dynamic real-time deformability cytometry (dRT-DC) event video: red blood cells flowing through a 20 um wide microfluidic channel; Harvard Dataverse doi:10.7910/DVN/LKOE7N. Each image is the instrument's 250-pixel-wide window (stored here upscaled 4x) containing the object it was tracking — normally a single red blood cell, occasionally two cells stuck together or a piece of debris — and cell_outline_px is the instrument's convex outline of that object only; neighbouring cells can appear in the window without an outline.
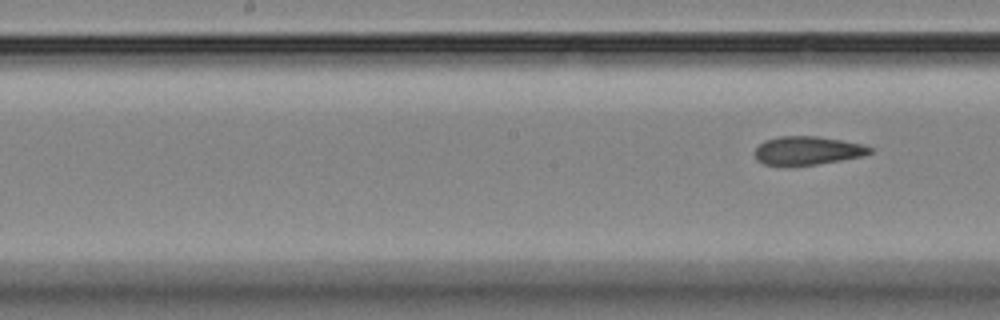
{"species": "Egyptian fruit bat (a non-hibernating species)", "species_latin": "Rousettus aegyptiacus", "temperature_condition": "room temperature", "stored_images_in_passage": 6, "segment_of_instrument_passage": [2, 2], "camera_frame_rate_fps": 3000, "um_per_image_px": 0.085, "animal": {"sex": "female"}, "frame": {"image": 1, "passage_image": 6, "time_ms": 6.667, "image_size_px": [1000, 320], "cell_outline_px": [[872, 152], [864, 156], [816, 164], [764, 164], [756, 160], [756, 148], [764, 140], [776, 136], [816, 136], [864, 144], [872, 148]], "centroid_in_image_um": [68.66, 12.77], "position_along_channel_um": 179.5, "area_um2": 18.79}}